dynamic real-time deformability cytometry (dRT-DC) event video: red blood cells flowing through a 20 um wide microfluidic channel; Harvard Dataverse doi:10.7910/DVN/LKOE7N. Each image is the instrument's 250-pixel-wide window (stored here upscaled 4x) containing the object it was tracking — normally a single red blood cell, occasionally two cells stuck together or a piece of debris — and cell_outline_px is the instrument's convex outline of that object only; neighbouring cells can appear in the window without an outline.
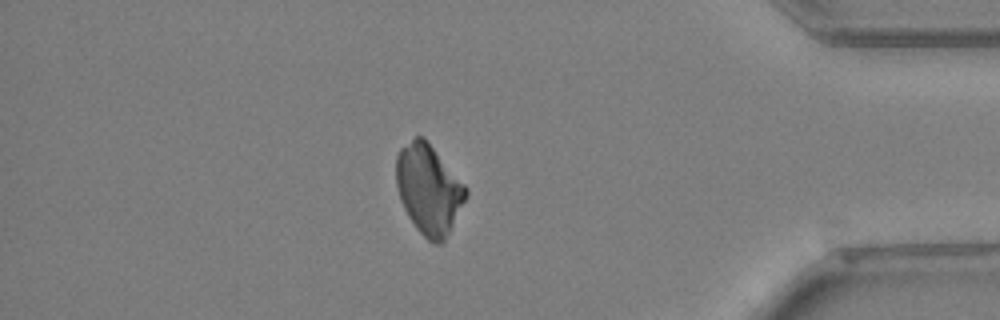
{"species": "Egyptian fruit bat (a non-hibernating species)", "species_latin": "Rousettus aegyptiacus", "temperature_condition": "warm", "stored_images_in_passage": 47, "camera_frame_rate_fps": 3000, "um_per_image_px": 0.085, "animal": {"sex": "female"}, "frame": {"image": 1, "passage_image": 40, "time_ms": 13.0, "image_size_px": [1000, 320], "cell_outline_px": [[468, 196], [444, 244], [432, 244], [416, 228], [408, 216], [400, 200], [396, 184], [396, 156], [400, 148], [416, 136], [420, 136], [432, 148], [468, 188]], "centroid_in_image_um": [36.45, 16.17], "position_along_channel_um": 398.8, "area_um2": 36.24}}